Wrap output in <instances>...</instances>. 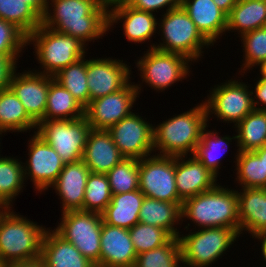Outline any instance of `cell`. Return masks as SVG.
Segmentation results:
<instances>
[{
	"mask_svg": "<svg viewBox=\"0 0 266 267\" xmlns=\"http://www.w3.org/2000/svg\"><path fill=\"white\" fill-rule=\"evenodd\" d=\"M108 6L104 0H48L42 25L77 38L88 47L89 42L109 33Z\"/></svg>",
	"mask_w": 266,
	"mask_h": 267,
	"instance_id": "obj_1",
	"label": "cell"
},
{
	"mask_svg": "<svg viewBox=\"0 0 266 267\" xmlns=\"http://www.w3.org/2000/svg\"><path fill=\"white\" fill-rule=\"evenodd\" d=\"M188 232L192 223L195 228L209 227L233 228L240 235L238 195L236 189L217 184L210 190L182 202L181 222ZM197 226V227H196ZM189 229V230H188Z\"/></svg>",
	"mask_w": 266,
	"mask_h": 267,
	"instance_id": "obj_2",
	"label": "cell"
},
{
	"mask_svg": "<svg viewBox=\"0 0 266 267\" xmlns=\"http://www.w3.org/2000/svg\"><path fill=\"white\" fill-rule=\"evenodd\" d=\"M207 125L204 100L185 112L154 124V154L175 157L193 155Z\"/></svg>",
	"mask_w": 266,
	"mask_h": 267,
	"instance_id": "obj_3",
	"label": "cell"
},
{
	"mask_svg": "<svg viewBox=\"0 0 266 267\" xmlns=\"http://www.w3.org/2000/svg\"><path fill=\"white\" fill-rule=\"evenodd\" d=\"M158 19L159 44L150 43L148 49L177 53L185 56L193 63H198L203 58L205 49L213 45L200 33L195 23L182 6L160 14ZM206 47V48H205ZM204 50V51H203Z\"/></svg>",
	"mask_w": 266,
	"mask_h": 267,
	"instance_id": "obj_4",
	"label": "cell"
},
{
	"mask_svg": "<svg viewBox=\"0 0 266 267\" xmlns=\"http://www.w3.org/2000/svg\"><path fill=\"white\" fill-rule=\"evenodd\" d=\"M10 208L0 220V259L4 264L41 257L44 225Z\"/></svg>",
	"mask_w": 266,
	"mask_h": 267,
	"instance_id": "obj_5",
	"label": "cell"
},
{
	"mask_svg": "<svg viewBox=\"0 0 266 267\" xmlns=\"http://www.w3.org/2000/svg\"><path fill=\"white\" fill-rule=\"evenodd\" d=\"M30 44L34 47L33 55L40 64L38 69L33 68L32 71L49 76H54L61 69L86 57L89 51L79 39L42 24L27 36V46Z\"/></svg>",
	"mask_w": 266,
	"mask_h": 267,
	"instance_id": "obj_6",
	"label": "cell"
},
{
	"mask_svg": "<svg viewBox=\"0 0 266 267\" xmlns=\"http://www.w3.org/2000/svg\"><path fill=\"white\" fill-rule=\"evenodd\" d=\"M240 235L228 227L192 229L179 235L184 267H209L234 247Z\"/></svg>",
	"mask_w": 266,
	"mask_h": 267,
	"instance_id": "obj_7",
	"label": "cell"
},
{
	"mask_svg": "<svg viewBox=\"0 0 266 267\" xmlns=\"http://www.w3.org/2000/svg\"><path fill=\"white\" fill-rule=\"evenodd\" d=\"M146 50L142 56L138 57L140 59L137 58L134 62L142 81L135 84L139 96L143 91V84L149 86L152 91L154 89L158 93H164L168 87L186 80L192 73L190 66L193 63L185 56L155 48Z\"/></svg>",
	"mask_w": 266,
	"mask_h": 267,
	"instance_id": "obj_8",
	"label": "cell"
},
{
	"mask_svg": "<svg viewBox=\"0 0 266 267\" xmlns=\"http://www.w3.org/2000/svg\"><path fill=\"white\" fill-rule=\"evenodd\" d=\"M59 220L53 230L100 267L102 214L72 210L61 213Z\"/></svg>",
	"mask_w": 266,
	"mask_h": 267,
	"instance_id": "obj_9",
	"label": "cell"
},
{
	"mask_svg": "<svg viewBox=\"0 0 266 267\" xmlns=\"http://www.w3.org/2000/svg\"><path fill=\"white\" fill-rule=\"evenodd\" d=\"M235 76H233L234 79H227L225 82L214 85V88L210 87L207 98L204 99L208 123L213 117L228 125L233 123L232 127H235L254 110L250 85L248 82H246L247 84L242 82L243 80L237 76V72Z\"/></svg>",
	"mask_w": 266,
	"mask_h": 267,
	"instance_id": "obj_10",
	"label": "cell"
},
{
	"mask_svg": "<svg viewBox=\"0 0 266 267\" xmlns=\"http://www.w3.org/2000/svg\"><path fill=\"white\" fill-rule=\"evenodd\" d=\"M86 117L77 119L42 120L36 133L43 138L66 163L82 160L91 130Z\"/></svg>",
	"mask_w": 266,
	"mask_h": 267,
	"instance_id": "obj_11",
	"label": "cell"
},
{
	"mask_svg": "<svg viewBox=\"0 0 266 267\" xmlns=\"http://www.w3.org/2000/svg\"><path fill=\"white\" fill-rule=\"evenodd\" d=\"M139 190L152 199L177 203L182 200L177 194L175 182V156L153 154L139 160Z\"/></svg>",
	"mask_w": 266,
	"mask_h": 267,
	"instance_id": "obj_12",
	"label": "cell"
},
{
	"mask_svg": "<svg viewBox=\"0 0 266 267\" xmlns=\"http://www.w3.org/2000/svg\"><path fill=\"white\" fill-rule=\"evenodd\" d=\"M28 139V158L23 162L25 182L29 179L35 193L44 194L56 181L65 163L36 132L31 133Z\"/></svg>",
	"mask_w": 266,
	"mask_h": 267,
	"instance_id": "obj_13",
	"label": "cell"
},
{
	"mask_svg": "<svg viewBox=\"0 0 266 267\" xmlns=\"http://www.w3.org/2000/svg\"><path fill=\"white\" fill-rule=\"evenodd\" d=\"M153 125L134 111L108 131L125 158L140 160L154 154Z\"/></svg>",
	"mask_w": 266,
	"mask_h": 267,
	"instance_id": "obj_14",
	"label": "cell"
},
{
	"mask_svg": "<svg viewBox=\"0 0 266 267\" xmlns=\"http://www.w3.org/2000/svg\"><path fill=\"white\" fill-rule=\"evenodd\" d=\"M139 95L135 82H129L117 92L90 101L85 117L92 129L108 130L130 115Z\"/></svg>",
	"mask_w": 266,
	"mask_h": 267,
	"instance_id": "obj_15",
	"label": "cell"
},
{
	"mask_svg": "<svg viewBox=\"0 0 266 267\" xmlns=\"http://www.w3.org/2000/svg\"><path fill=\"white\" fill-rule=\"evenodd\" d=\"M126 61L110 57L86 59L89 103L119 91L132 80V68Z\"/></svg>",
	"mask_w": 266,
	"mask_h": 267,
	"instance_id": "obj_16",
	"label": "cell"
},
{
	"mask_svg": "<svg viewBox=\"0 0 266 267\" xmlns=\"http://www.w3.org/2000/svg\"><path fill=\"white\" fill-rule=\"evenodd\" d=\"M117 23H122L123 36L134 44L152 42V36L155 38L158 33L157 15L137 10L124 0L108 6V32H112L114 30L112 28H116Z\"/></svg>",
	"mask_w": 266,
	"mask_h": 267,
	"instance_id": "obj_17",
	"label": "cell"
},
{
	"mask_svg": "<svg viewBox=\"0 0 266 267\" xmlns=\"http://www.w3.org/2000/svg\"><path fill=\"white\" fill-rule=\"evenodd\" d=\"M12 75L9 88L22 102L28 115L38 124L44 120L50 76L28 68Z\"/></svg>",
	"mask_w": 266,
	"mask_h": 267,
	"instance_id": "obj_18",
	"label": "cell"
},
{
	"mask_svg": "<svg viewBox=\"0 0 266 267\" xmlns=\"http://www.w3.org/2000/svg\"><path fill=\"white\" fill-rule=\"evenodd\" d=\"M175 182L182 201L206 192L219 183L218 177L194 155L175 157Z\"/></svg>",
	"mask_w": 266,
	"mask_h": 267,
	"instance_id": "obj_19",
	"label": "cell"
},
{
	"mask_svg": "<svg viewBox=\"0 0 266 267\" xmlns=\"http://www.w3.org/2000/svg\"><path fill=\"white\" fill-rule=\"evenodd\" d=\"M89 174L90 170L82 160L64 164L56 181L50 187L51 189H48L55 190L54 192L60 200L61 213L83 210L84 193Z\"/></svg>",
	"mask_w": 266,
	"mask_h": 267,
	"instance_id": "obj_20",
	"label": "cell"
},
{
	"mask_svg": "<svg viewBox=\"0 0 266 267\" xmlns=\"http://www.w3.org/2000/svg\"><path fill=\"white\" fill-rule=\"evenodd\" d=\"M100 267H134L137 254L128 229L102 223Z\"/></svg>",
	"mask_w": 266,
	"mask_h": 267,
	"instance_id": "obj_21",
	"label": "cell"
},
{
	"mask_svg": "<svg viewBox=\"0 0 266 267\" xmlns=\"http://www.w3.org/2000/svg\"><path fill=\"white\" fill-rule=\"evenodd\" d=\"M239 189V190H238ZM240 237L244 233L256 240L266 234V189L238 188ZM247 231V232H246ZM242 234V235H241Z\"/></svg>",
	"mask_w": 266,
	"mask_h": 267,
	"instance_id": "obj_22",
	"label": "cell"
},
{
	"mask_svg": "<svg viewBox=\"0 0 266 267\" xmlns=\"http://www.w3.org/2000/svg\"><path fill=\"white\" fill-rule=\"evenodd\" d=\"M124 158L108 130H90L82 161L91 173L107 174Z\"/></svg>",
	"mask_w": 266,
	"mask_h": 267,
	"instance_id": "obj_23",
	"label": "cell"
},
{
	"mask_svg": "<svg viewBox=\"0 0 266 267\" xmlns=\"http://www.w3.org/2000/svg\"><path fill=\"white\" fill-rule=\"evenodd\" d=\"M200 33L214 46L227 29V14L213 0H181Z\"/></svg>",
	"mask_w": 266,
	"mask_h": 267,
	"instance_id": "obj_24",
	"label": "cell"
},
{
	"mask_svg": "<svg viewBox=\"0 0 266 267\" xmlns=\"http://www.w3.org/2000/svg\"><path fill=\"white\" fill-rule=\"evenodd\" d=\"M41 258L46 267H96L51 227L46 230L43 238Z\"/></svg>",
	"mask_w": 266,
	"mask_h": 267,
	"instance_id": "obj_25",
	"label": "cell"
},
{
	"mask_svg": "<svg viewBox=\"0 0 266 267\" xmlns=\"http://www.w3.org/2000/svg\"><path fill=\"white\" fill-rule=\"evenodd\" d=\"M145 195L138 189L112 195L111 202L102 213L103 222L130 229L139 222V212Z\"/></svg>",
	"mask_w": 266,
	"mask_h": 267,
	"instance_id": "obj_26",
	"label": "cell"
},
{
	"mask_svg": "<svg viewBox=\"0 0 266 267\" xmlns=\"http://www.w3.org/2000/svg\"><path fill=\"white\" fill-rule=\"evenodd\" d=\"M139 222L161 227L172 237H179L181 207L177 203L145 197L139 212Z\"/></svg>",
	"mask_w": 266,
	"mask_h": 267,
	"instance_id": "obj_27",
	"label": "cell"
},
{
	"mask_svg": "<svg viewBox=\"0 0 266 267\" xmlns=\"http://www.w3.org/2000/svg\"><path fill=\"white\" fill-rule=\"evenodd\" d=\"M209 123L206 128L202 131L201 140L197 144L194 156L213 174L220 177V170L222 168V158L225 152L228 153V148L232 141H235V147H237V136L236 134L220 135L221 132L213 129L208 130ZM220 135V136H219ZM222 152V153H220Z\"/></svg>",
	"mask_w": 266,
	"mask_h": 267,
	"instance_id": "obj_28",
	"label": "cell"
},
{
	"mask_svg": "<svg viewBox=\"0 0 266 267\" xmlns=\"http://www.w3.org/2000/svg\"><path fill=\"white\" fill-rule=\"evenodd\" d=\"M31 130L36 132L37 123L28 115L15 93L10 88L0 91V136L11 131L30 133Z\"/></svg>",
	"mask_w": 266,
	"mask_h": 267,
	"instance_id": "obj_29",
	"label": "cell"
},
{
	"mask_svg": "<svg viewBox=\"0 0 266 267\" xmlns=\"http://www.w3.org/2000/svg\"><path fill=\"white\" fill-rule=\"evenodd\" d=\"M266 26V0H239L227 15L226 32L238 37Z\"/></svg>",
	"mask_w": 266,
	"mask_h": 267,
	"instance_id": "obj_30",
	"label": "cell"
},
{
	"mask_svg": "<svg viewBox=\"0 0 266 267\" xmlns=\"http://www.w3.org/2000/svg\"><path fill=\"white\" fill-rule=\"evenodd\" d=\"M84 116L85 108L50 76L44 120L77 119Z\"/></svg>",
	"mask_w": 266,
	"mask_h": 267,
	"instance_id": "obj_31",
	"label": "cell"
},
{
	"mask_svg": "<svg viewBox=\"0 0 266 267\" xmlns=\"http://www.w3.org/2000/svg\"><path fill=\"white\" fill-rule=\"evenodd\" d=\"M17 158L1 156L0 154V204L10 208H13L16 197L27 186L23 172V161Z\"/></svg>",
	"mask_w": 266,
	"mask_h": 267,
	"instance_id": "obj_32",
	"label": "cell"
},
{
	"mask_svg": "<svg viewBox=\"0 0 266 267\" xmlns=\"http://www.w3.org/2000/svg\"><path fill=\"white\" fill-rule=\"evenodd\" d=\"M234 155V171L236 172V180L234 182L239 188H265L266 189V175L263 159L254 151H239Z\"/></svg>",
	"mask_w": 266,
	"mask_h": 267,
	"instance_id": "obj_33",
	"label": "cell"
},
{
	"mask_svg": "<svg viewBox=\"0 0 266 267\" xmlns=\"http://www.w3.org/2000/svg\"><path fill=\"white\" fill-rule=\"evenodd\" d=\"M239 151H254L266 145V111L253 110L235 127Z\"/></svg>",
	"mask_w": 266,
	"mask_h": 267,
	"instance_id": "obj_34",
	"label": "cell"
},
{
	"mask_svg": "<svg viewBox=\"0 0 266 267\" xmlns=\"http://www.w3.org/2000/svg\"><path fill=\"white\" fill-rule=\"evenodd\" d=\"M53 77L67 89L84 108L89 105V88L87 85L85 57L61 69Z\"/></svg>",
	"mask_w": 266,
	"mask_h": 267,
	"instance_id": "obj_35",
	"label": "cell"
},
{
	"mask_svg": "<svg viewBox=\"0 0 266 267\" xmlns=\"http://www.w3.org/2000/svg\"><path fill=\"white\" fill-rule=\"evenodd\" d=\"M0 18L15 24L27 36L42 24V17L24 0H0Z\"/></svg>",
	"mask_w": 266,
	"mask_h": 267,
	"instance_id": "obj_36",
	"label": "cell"
},
{
	"mask_svg": "<svg viewBox=\"0 0 266 267\" xmlns=\"http://www.w3.org/2000/svg\"><path fill=\"white\" fill-rule=\"evenodd\" d=\"M239 38L244 54L242 64L238 68V76L244 77V74L250 73L254 68L256 70L266 60V26L245 33Z\"/></svg>",
	"mask_w": 266,
	"mask_h": 267,
	"instance_id": "obj_37",
	"label": "cell"
},
{
	"mask_svg": "<svg viewBox=\"0 0 266 267\" xmlns=\"http://www.w3.org/2000/svg\"><path fill=\"white\" fill-rule=\"evenodd\" d=\"M179 237H171L164 245L137 255L134 267H182Z\"/></svg>",
	"mask_w": 266,
	"mask_h": 267,
	"instance_id": "obj_38",
	"label": "cell"
},
{
	"mask_svg": "<svg viewBox=\"0 0 266 267\" xmlns=\"http://www.w3.org/2000/svg\"><path fill=\"white\" fill-rule=\"evenodd\" d=\"M111 198L107 174L90 172L85 187L83 211L102 214L111 202Z\"/></svg>",
	"mask_w": 266,
	"mask_h": 267,
	"instance_id": "obj_39",
	"label": "cell"
},
{
	"mask_svg": "<svg viewBox=\"0 0 266 267\" xmlns=\"http://www.w3.org/2000/svg\"><path fill=\"white\" fill-rule=\"evenodd\" d=\"M112 195L132 192L139 189V160L124 158L108 173Z\"/></svg>",
	"mask_w": 266,
	"mask_h": 267,
	"instance_id": "obj_40",
	"label": "cell"
},
{
	"mask_svg": "<svg viewBox=\"0 0 266 267\" xmlns=\"http://www.w3.org/2000/svg\"><path fill=\"white\" fill-rule=\"evenodd\" d=\"M137 255L164 245L172 236L163 228L138 222L129 229Z\"/></svg>",
	"mask_w": 266,
	"mask_h": 267,
	"instance_id": "obj_41",
	"label": "cell"
},
{
	"mask_svg": "<svg viewBox=\"0 0 266 267\" xmlns=\"http://www.w3.org/2000/svg\"><path fill=\"white\" fill-rule=\"evenodd\" d=\"M27 35L15 24L0 18V55H23Z\"/></svg>",
	"mask_w": 266,
	"mask_h": 267,
	"instance_id": "obj_42",
	"label": "cell"
},
{
	"mask_svg": "<svg viewBox=\"0 0 266 267\" xmlns=\"http://www.w3.org/2000/svg\"><path fill=\"white\" fill-rule=\"evenodd\" d=\"M129 6L141 10L153 13L160 12L162 14L169 10L175 9L181 6V0H124ZM163 11V12H162Z\"/></svg>",
	"mask_w": 266,
	"mask_h": 267,
	"instance_id": "obj_43",
	"label": "cell"
},
{
	"mask_svg": "<svg viewBox=\"0 0 266 267\" xmlns=\"http://www.w3.org/2000/svg\"><path fill=\"white\" fill-rule=\"evenodd\" d=\"M21 55H0V91L9 89L14 72L18 69Z\"/></svg>",
	"mask_w": 266,
	"mask_h": 267,
	"instance_id": "obj_44",
	"label": "cell"
},
{
	"mask_svg": "<svg viewBox=\"0 0 266 267\" xmlns=\"http://www.w3.org/2000/svg\"><path fill=\"white\" fill-rule=\"evenodd\" d=\"M258 74L259 75L256 78L258 80L254 79L255 84L252 85L253 87L250 85L252 93V104L255 110L266 111V77L262 75L260 76V73Z\"/></svg>",
	"mask_w": 266,
	"mask_h": 267,
	"instance_id": "obj_45",
	"label": "cell"
},
{
	"mask_svg": "<svg viewBox=\"0 0 266 267\" xmlns=\"http://www.w3.org/2000/svg\"><path fill=\"white\" fill-rule=\"evenodd\" d=\"M4 267H46L41 257L28 260V261H17L4 264Z\"/></svg>",
	"mask_w": 266,
	"mask_h": 267,
	"instance_id": "obj_46",
	"label": "cell"
},
{
	"mask_svg": "<svg viewBox=\"0 0 266 267\" xmlns=\"http://www.w3.org/2000/svg\"><path fill=\"white\" fill-rule=\"evenodd\" d=\"M48 0H24L29 4L41 17L45 14Z\"/></svg>",
	"mask_w": 266,
	"mask_h": 267,
	"instance_id": "obj_47",
	"label": "cell"
},
{
	"mask_svg": "<svg viewBox=\"0 0 266 267\" xmlns=\"http://www.w3.org/2000/svg\"><path fill=\"white\" fill-rule=\"evenodd\" d=\"M239 0H213V2L227 15Z\"/></svg>",
	"mask_w": 266,
	"mask_h": 267,
	"instance_id": "obj_48",
	"label": "cell"
},
{
	"mask_svg": "<svg viewBox=\"0 0 266 267\" xmlns=\"http://www.w3.org/2000/svg\"><path fill=\"white\" fill-rule=\"evenodd\" d=\"M257 239V241H258V243H259V241H260V243H259V245L261 246L260 248H259V250L261 251L260 252V254H261V259L263 260L262 261V263H263V267H266V234H263V235H261V236H259L258 238H256ZM261 266V267H262Z\"/></svg>",
	"mask_w": 266,
	"mask_h": 267,
	"instance_id": "obj_49",
	"label": "cell"
},
{
	"mask_svg": "<svg viewBox=\"0 0 266 267\" xmlns=\"http://www.w3.org/2000/svg\"><path fill=\"white\" fill-rule=\"evenodd\" d=\"M254 152L260 157V159H263L265 167V175H266V145L254 150Z\"/></svg>",
	"mask_w": 266,
	"mask_h": 267,
	"instance_id": "obj_50",
	"label": "cell"
},
{
	"mask_svg": "<svg viewBox=\"0 0 266 267\" xmlns=\"http://www.w3.org/2000/svg\"><path fill=\"white\" fill-rule=\"evenodd\" d=\"M259 73L266 77V60L258 67Z\"/></svg>",
	"mask_w": 266,
	"mask_h": 267,
	"instance_id": "obj_51",
	"label": "cell"
},
{
	"mask_svg": "<svg viewBox=\"0 0 266 267\" xmlns=\"http://www.w3.org/2000/svg\"><path fill=\"white\" fill-rule=\"evenodd\" d=\"M10 209V207L0 204V220L2 216Z\"/></svg>",
	"mask_w": 266,
	"mask_h": 267,
	"instance_id": "obj_52",
	"label": "cell"
},
{
	"mask_svg": "<svg viewBox=\"0 0 266 267\" xmlns=\"http://www.w3.org/2000/svg\"><path fill=\"white\" fill-rule=\"evenodd\" d=\"M108 5L121 0H104Z\"/></svg>",
	"mask_w": 266,
	"mask_h": 267,
	"instance_id": "obj_53",
	"label": "cell"
},
{
	"mask_svg": "<svg viewBox=\"0 0 266 267\" xmlns=\"http://www.w3.org/2000/svg\"><path fill=\"white\" fill-rule=\"evenodd\" d=\"M0 267H4V263L0 259Z\"/></svg>",
	"mask_w": 266,
	"mask_h": 267,
	"instance_id": "obj_54",
	"label": "cell"
}]
</instances>
